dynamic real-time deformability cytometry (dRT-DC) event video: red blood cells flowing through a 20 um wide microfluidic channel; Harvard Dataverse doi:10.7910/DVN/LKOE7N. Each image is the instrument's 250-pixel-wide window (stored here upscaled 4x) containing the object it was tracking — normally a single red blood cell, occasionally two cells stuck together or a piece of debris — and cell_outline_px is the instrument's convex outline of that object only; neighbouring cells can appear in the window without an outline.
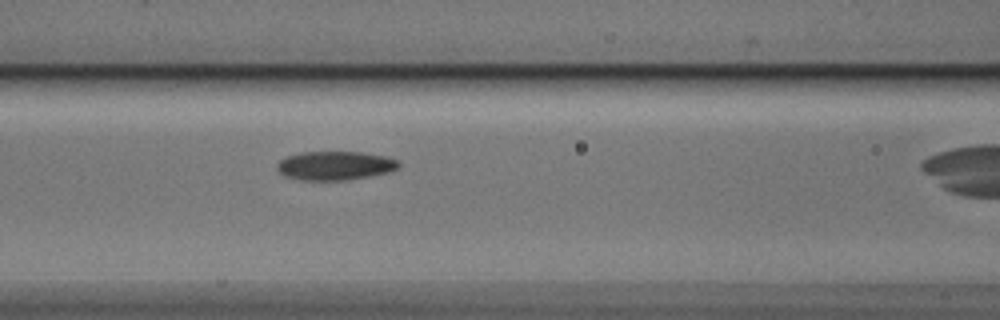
{"species": "Egyptian fruit bat (a non-hibernating species)", "species_latin": "Rousettus aegyptiacus", "temperature_condition": "cold", "stored_images_in_passage": 21, "camera_frame_rate_fps": 3000, "um_per_image_px": 0.085, "animal": {"sex": "male"}, "frame": {"image": 1, "passage_image": 6, "time_ms": 1.667, "image_size_px": [1000, 320], "cell_outline_px": [[400, 168], [388, 172], [368, 176], [344, 180], [300, 180], [284, 176], [276, 168], [276, 164], [280, 160], [288, 156], [300, 152], [360, 152], [384, 156], [396, 160], [400, 164]], "centroid_in_image_um": [28.45, 14.08], "position_along_channel_um": 138.2, "area_um2": 20.35}}
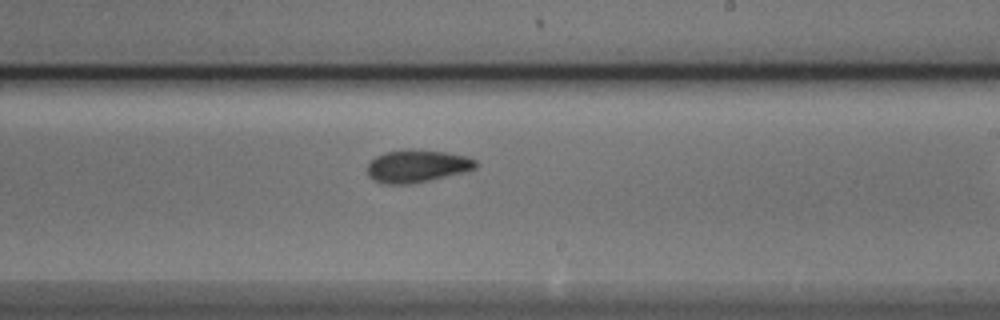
{"frame": {"image": 2, "passage_image": 15, "time_ms": 4.667, "image_size_px": [1000, 320], "cell_outline_px": [[476, 168], [468, 172], [412, 184], [380, 184], [372, 180], [368, 176], [368, 164], [376, 156], [384, 152], [412, 148], [444, 152], [468, 156], [476, 160]], "centroid_in_image_um": [35.46, 14.12], "position_along_channel_um": 253.5, "area_um2": 21.04}}
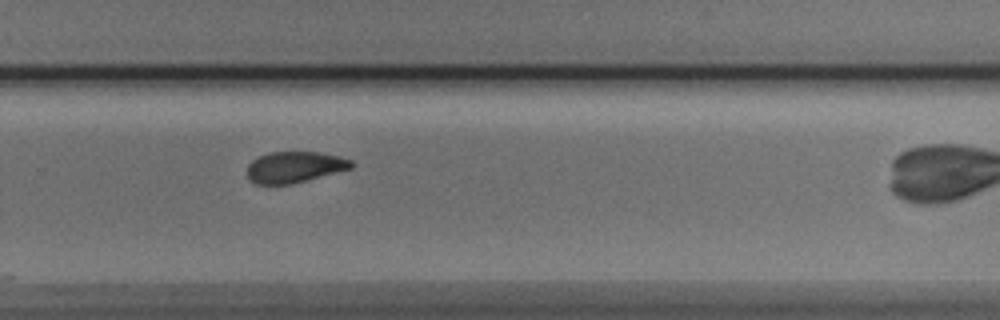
{"frame": {"image": 3, "passage_image": 19, "time_ms": 6.0, "image_size_px": [1000, 320], "cell_outline_px": [[356, 164], [352, 168], [292, 184], [256, 184], [248, 180], [248, 164], [256, 156], [268, 152], [320, 152], [352, 160]], "centroid_in_image_um": [25.02, 14.2], "position_along_channel_um": 304.8, "area_um2": 19.02}}